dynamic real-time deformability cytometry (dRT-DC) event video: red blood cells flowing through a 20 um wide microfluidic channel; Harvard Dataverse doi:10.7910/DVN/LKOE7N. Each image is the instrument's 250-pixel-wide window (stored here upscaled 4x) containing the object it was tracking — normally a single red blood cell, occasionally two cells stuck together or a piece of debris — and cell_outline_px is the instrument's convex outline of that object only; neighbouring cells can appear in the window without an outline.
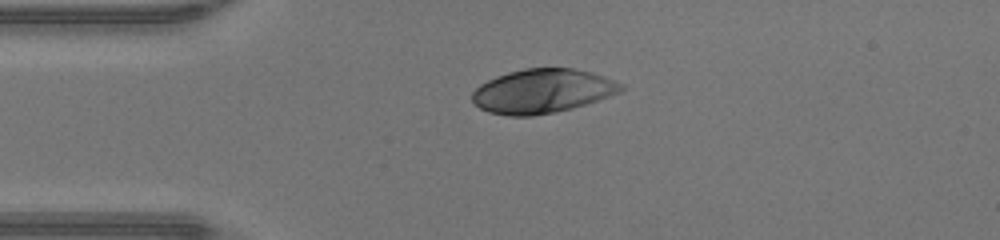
{"species": "human", "species_latin": "Homo sapiens", "temperature_condition": "warm", "stored_images_in_passage": 37, "camera_frame_rate_fps": 3000, "um_per_image_px": 0.085, "donor": {"sex": "male"}, "frame": {"image": 1, "passage_image": 1, "time_ms": 0.0, "image_size_px": [1000, 240], "cell_outline_px": [[624, 88], [620, 92], [572, 108], [532, 116], [508, 116], [488, 112], [480, 108], [472, 100], [472, 92], [480, 84], [496, 76], [508, 72], [524, 68], [572, 68], [592, 72], [616, 80], [624, 84]], "centroid_in_image_um": [46.09, 7.73], "position_along_channel_um": 38.9, "area_um2": 38.15}}
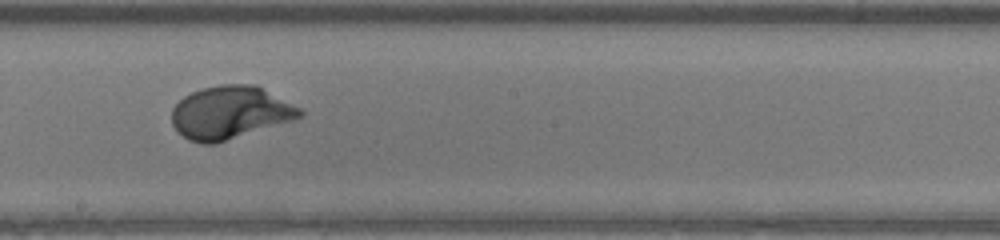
{"frame": {"image": 2, "passage_image": 16, "time_ms": 5.0, "image_size_px": [1000, 240], "cell_outline_px": [[304, 116], [292, 120], [216, 144], [204, 144], [188, 140], [172, 124], [172, 108], [184, 96], [192, 92], [204, 88], [220, 84], [256, 84], [300, 108], [304, 112]], "centroid_in_image_um": [19.56, 9.56], "position_along_channel_um": 228.6, "area_um2": 39.3}}
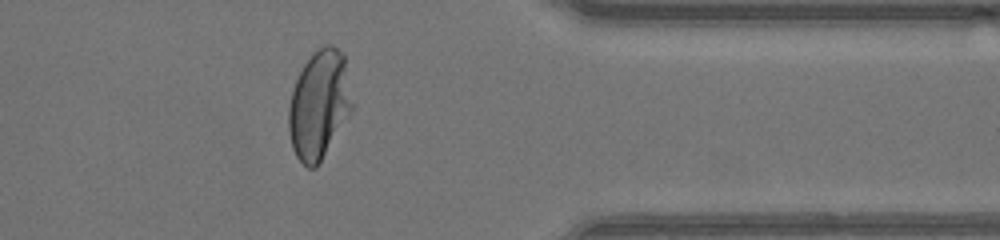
{"frame": {"image": 3, "passage_image": 28, "time_ms": 9.0, "image_size_px": [1000, 240], "cell_outline_px": [[356, 104], [352, 112], [316, 168], [308, 168], [296, 156], [292, 148], [288, 132], [288, 108], [292, 88], [304, 64], [312, 52], [316, 48], [324, 44], [332, 44], [344, 56]], "centroid_in_image_um": [27.15, 8.88], "position_along_channel_um": 384.2, "area_um2": 41.04}, "authors_computed_cell_mechanics": {"area_um2": 39.3618, "velocity_mm_per_s": 4.315, "shape_relaxation_time_tau1_ms": 2.6861, "shape_relaxation_time_tau2_ms": null, "deformation_change_tau1": 0.208, "deformation_change_tau2": null}}